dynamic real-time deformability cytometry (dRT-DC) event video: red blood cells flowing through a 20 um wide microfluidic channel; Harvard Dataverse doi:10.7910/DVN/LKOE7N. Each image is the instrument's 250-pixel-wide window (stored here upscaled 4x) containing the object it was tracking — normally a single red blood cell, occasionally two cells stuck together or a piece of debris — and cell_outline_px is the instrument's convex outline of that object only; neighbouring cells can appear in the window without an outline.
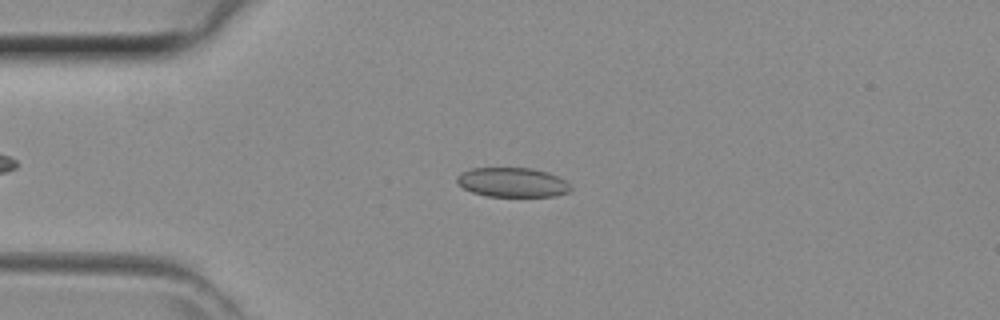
{"species": "common noctule bat (a hibernating species)", "species_latin": "Nyctalus noctula", "temperature_condition": "room temperature", "stored_images_in_passage": 43, "camera_frame_rate_fps": 3000, "um_per_image_px": 0.085, "animal": {"sex": "female", "body_mass_g": 29.2, "forearm_length_mm": 56.3}, "frame": {"image": 1, "passage_image": 11, "time_ms": 3.333, "image_size_px": [1000, 320], "cell_outline_px": [[572, 188], [568, 192], [556, 196], [488, 196], [472, 192], [464, 188], [456, 180], [456, 176], [472, 168], [532, 168], [548, 172], [564, 180]], "centroid_in_image_um": [43.56, 15.5], "position_along_channel_um": 41.4, "area_um2": 19.31}}
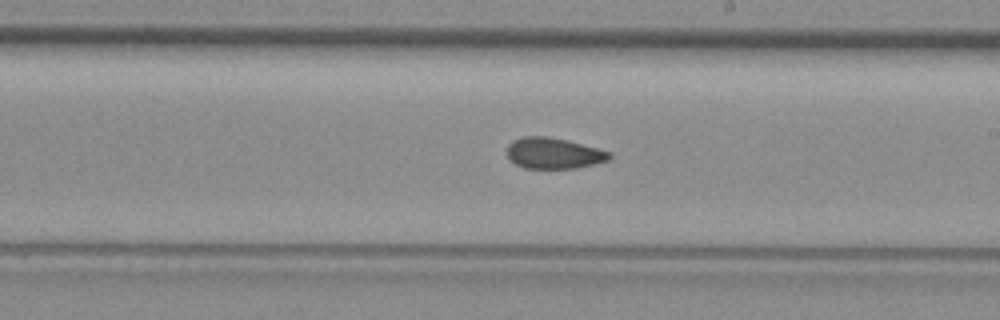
{"frame": {"image": 2, "passage_image": 25, "time_ms": 8.0, "image_size_px": [1000, 320], "cell_outline_px": [[612, 156], [608, 160], [576, 168], [524, 168], [516, 164], [508, 156], [508, 144], [512, 140], [524, 136], [548, 136], [612, 152]], "centroid_in_image_um": [47.05, 13.02], "position_along_channel_um": 242.0, "area_um2": 18.21}}
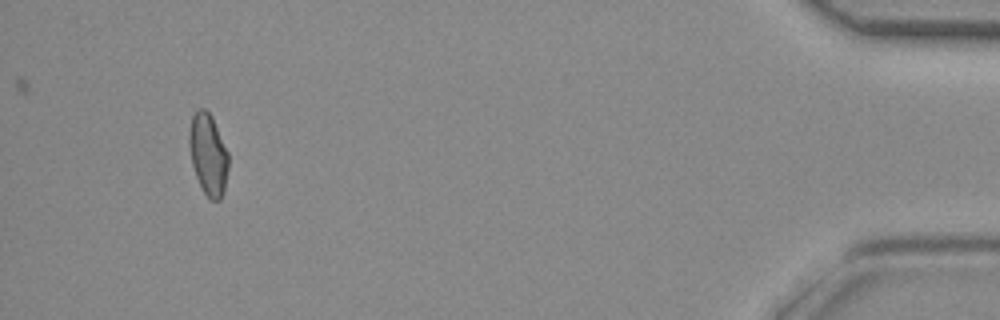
{"frame": {"image": 3, "passage_image": 41, "time_ms": 13.333, "image_size_px": [1000, 320], "cell_outline_px": [[228, 168], [224, 192], [220, 200], [212, 200], [204, 192], [196, 176], [192, 164], [188, 140], [188, 136], [192, 116], [200, 108], [204, 108], [212, 116], [228, 152]], "centroid_in_image_um": [17.7, 13.12], "position_along_channel_um": 417.5, "area_um2": 18.5}}